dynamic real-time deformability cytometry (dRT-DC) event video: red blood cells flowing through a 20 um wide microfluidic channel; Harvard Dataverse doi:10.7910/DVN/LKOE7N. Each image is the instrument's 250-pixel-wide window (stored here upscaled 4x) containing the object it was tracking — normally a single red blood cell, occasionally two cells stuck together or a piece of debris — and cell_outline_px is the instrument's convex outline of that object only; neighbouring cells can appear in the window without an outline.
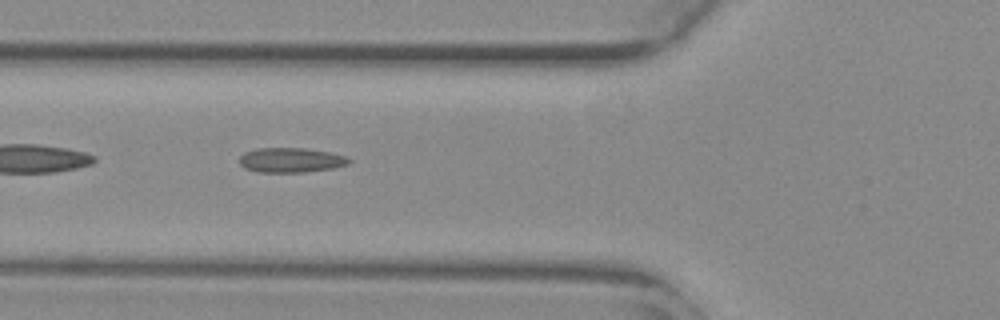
{"species": "common noctule bat (a hibernating species)", "species_latin": "Nyctalus noctula", "temperature_condition": "warm", "stored_images_in_passage": 55, "segment_of_instrument_passage": [2, 2], "camera_frame_rate_fps": 3000, "um_per_image_px": 0.085, "animal": {"sex": "female", "body_mass_g": 29.2, "forearm_length_mm": 56.3}, "frame": {"image": 1, "passage_image": 21, "time_ms": 6.667, "image_size_px": [1000, 320], "cell_outline_px": [[352, 160], [348, 164], [332, 168], [304, 172], [256, 172], [244, 168], [240, 164], [240, 156], [244, 152], [256, 148], [304, 148], [332, 152], [348, 156]], "centroid_in_image_um": [24.74, 13.6], "position_along_channel_um": 101.1, "area_um2": 15.95}}
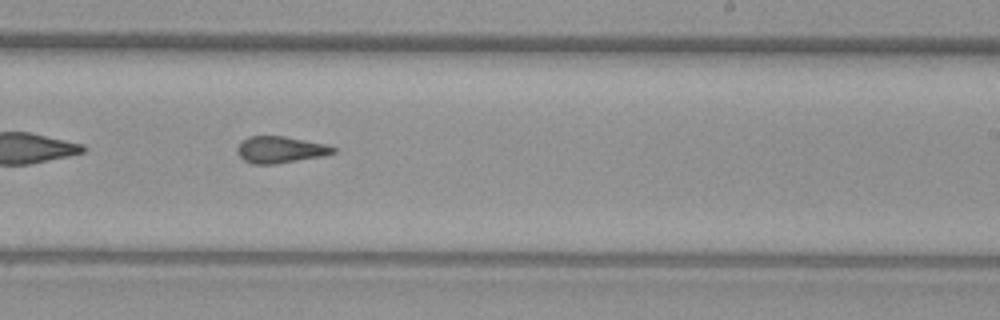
{"frame": {"image": 2, "passage_image": 34, "time_ms": 11.0, "image_size_px": [1000, 320], "cell_outline_px": [[336, 152], [324, 156], [276, 164], [252, 164], [244, 160], [236, 152], [236, 148], [248, 136], [284, 136], [324, 144], [336, 148]], "centroid_in_image_um": [23.82, 12.73], "position_along_channel_um": 265.2, "area_um2": 14.85}}
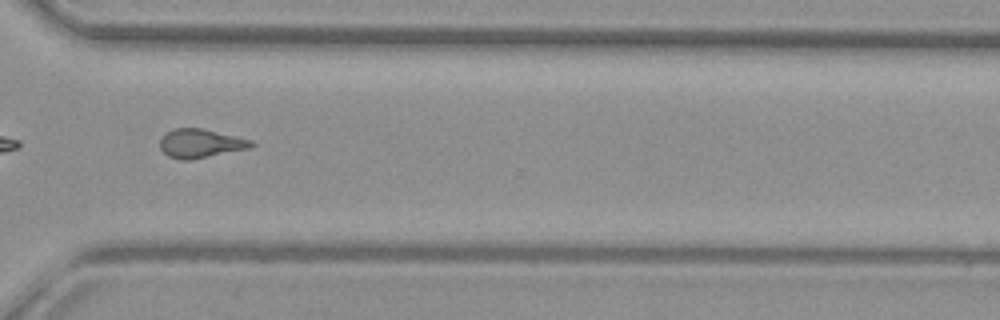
{"frame": {"image": 3, "passage_image": 41, "time_ms": 13.333, "image_size_px": [1000, 320], "cell_outline_px": [[256, 144], [252, 148], [188, 160], [180, 160], [168, 156], [160, 148], [160, 140], [172, 128], [200, 128], [236, 136], [252, 140]], "centroid_in_image_um": [17.07, 12.19], "position_along_channel_um": 353.5, "area_um2": 15.26}}